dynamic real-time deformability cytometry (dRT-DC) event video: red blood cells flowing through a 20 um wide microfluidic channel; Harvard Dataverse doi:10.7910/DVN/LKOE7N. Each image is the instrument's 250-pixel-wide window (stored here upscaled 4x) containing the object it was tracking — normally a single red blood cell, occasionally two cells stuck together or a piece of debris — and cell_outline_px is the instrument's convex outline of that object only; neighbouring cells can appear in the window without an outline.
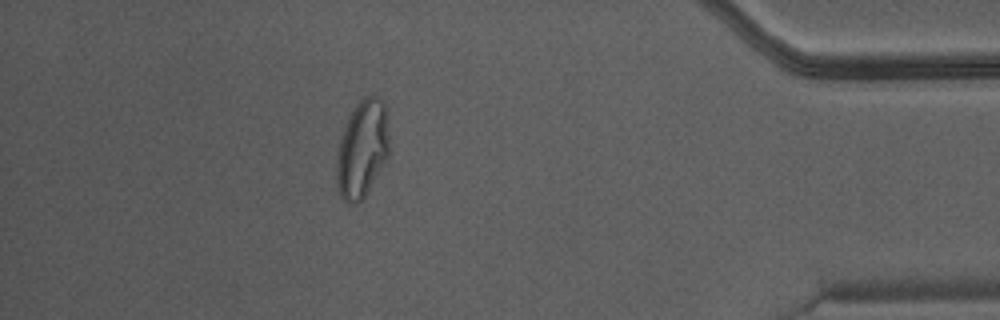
{"species": "Egyptian fruit bat (a non-hibernating species)", "species_latin": "Rousettus aegyptiacus", "temperature_condition": "warm", "stored_images_in_passage": 38, "camera_frame_rate_fps": 3000, "um_per_image_px": 0.085, "animal": {"sex": "male"}, "frame": {"image": 1, "passage_image": 33, "time_ms": 10.667, "image_size_px": [1000, 320], "cell_outline_px": [[388, 156], [364, 196], [360, 200], [352, 204], [344, 200], [340, 196], [336, 188], [336, 160], [340, 140], [344, 128], [356, 104], [364, 96], [380, 96], [388, 108]], "centroid_in_image_um": [30.79, 12.62], "position_along_channel_um": 404.4, "area_um2": 29.82}}